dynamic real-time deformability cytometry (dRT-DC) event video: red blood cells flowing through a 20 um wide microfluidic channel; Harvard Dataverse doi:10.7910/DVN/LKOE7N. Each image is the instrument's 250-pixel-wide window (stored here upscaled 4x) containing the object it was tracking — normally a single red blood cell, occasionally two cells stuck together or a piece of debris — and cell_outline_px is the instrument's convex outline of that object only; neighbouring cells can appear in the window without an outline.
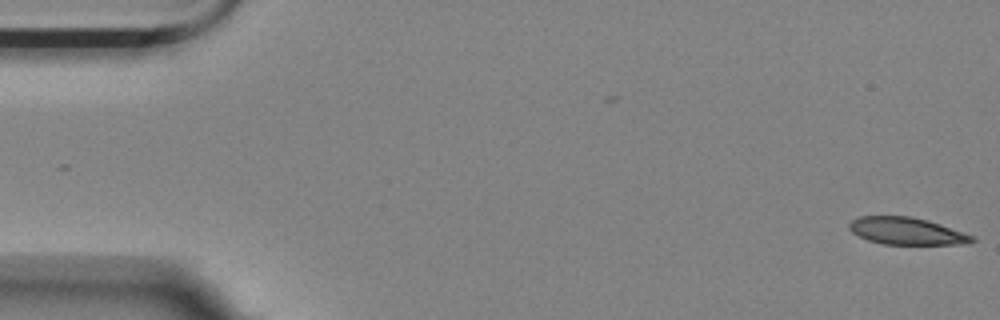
{"species": "Egyptian fruit bat (a non-hibernating species)", "species_latin": "Rousettus aegyptiacus", "temperature_condition": "room temperature", "stored_images_in_passage": 56, "camera_frame_rate_fps": 3000, "um_per_image_px": 0.085, "animal": {"sex": "female"}, "frame": {"image": 1, "passage_image": 1, "time_ms": 0.0, "image_size_px": [1000, 320], "cell_outline_px": [[976, 240], [968, 244], [884, 244], [868, 240], [852, 232], [848, 228], [848, 224], [852, 220], [860, 216], [912, 216], [928, 220], [940, 224], [972, 236]], "centroid_in_image_um": [77.04, 19.63], "position_along_channel_um": 8.0, "area_um2": 19.31}}
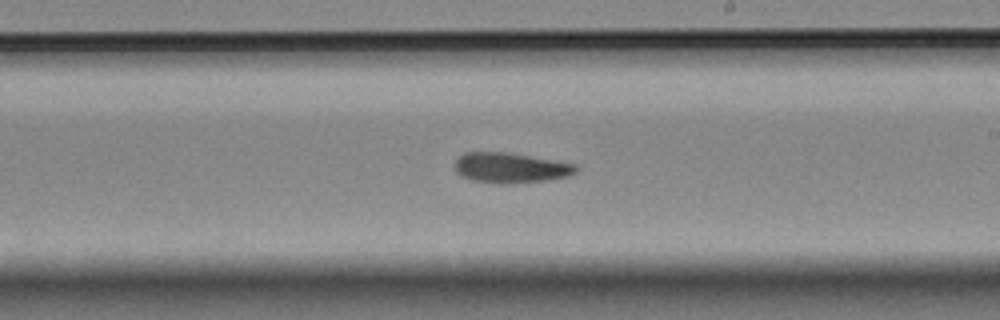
{"frame": {"image": 2, "passage_image": 32, "time_ms": 10.333, "image_size_px": [1000, 320], "cell_outline_px": [[580, 168], [576, 172], [568, 176], [544, 180], [504, 184], [500, 184], [472, 180], [460, 176], [456, 172], [456, 160], [464, 152], [508, 152], [576, 164]], "centroid_in_image_um": [43.39, 14.26], "position_along_channel_um": 245.6, "area_um2": 21.27}}
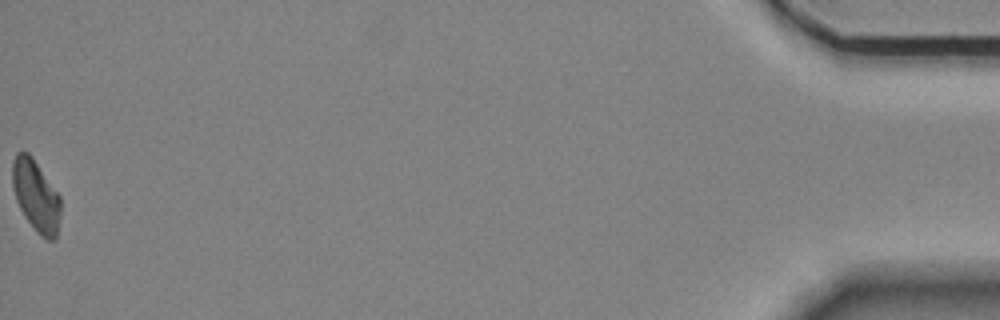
{"frame": {"image": 3, "passage_image": 56, "time_ms": 18.333, "image_size_px": [1000, 320], "cell_outline_px": [[60, 216], [56, 240], [48, 240], [36, 232], [24, 216], [16, 200], [12, 184], [12, 164], [16, 152], [28, 152], [60, 196]], "centroid_in_image_um": [3.05, 16.67], "position_along_channel_um": 432.2, "area_um2": 19.94}, "authors_computed_cell_mechanics": {"area_um2": 21.097, "velocity_mm_per_s": 3.5644, "shape_relaxation_time_tau1_ms": null, "shape_relaxation_time_tau2_ms": 3.5888, "deformation_change_tau1": null, "deformation_change_tau2": 0.1092}}